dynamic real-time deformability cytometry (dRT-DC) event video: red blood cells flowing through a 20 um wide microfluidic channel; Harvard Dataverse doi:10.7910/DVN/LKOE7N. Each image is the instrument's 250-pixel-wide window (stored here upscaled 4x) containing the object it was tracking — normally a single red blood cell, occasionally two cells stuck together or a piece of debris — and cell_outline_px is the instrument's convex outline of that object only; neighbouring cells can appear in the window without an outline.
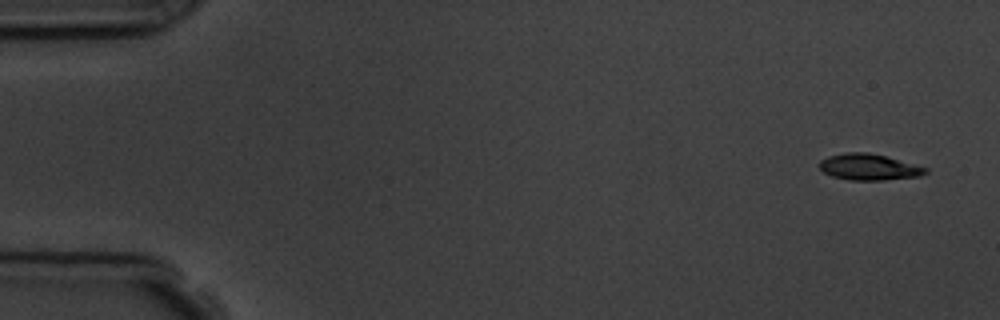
{"species": "common noctule bat (a hibernating species)", "species_latin": "Nyctalus noctula", "temperature_condition": "room temperature", "stored_images_in_passage": 6, "camera_frame_rate_fps": 3000, "um_per_image_px": 0.085, "animal": {"sex": "male", "body_mass_g": 19.5, "forearm_length_mm": 54.6}, "frame": {"image": 1, "passage_image": 1, "time_ms": 0.0, "image_size_px": [1000, 320], "cell_outline_px": [[928, 172], [920, 176], [884, 180], [848, 180], [832, 176], [824, 172], [820, 168], [820, 160], [828, 156], [844, 152], [868, 152], [884, 156], [928, 168]], "centroid_in_image_um": [73.84, 14.2], "position_along_channel_um": 11.2, "area_um2": 16.13}}
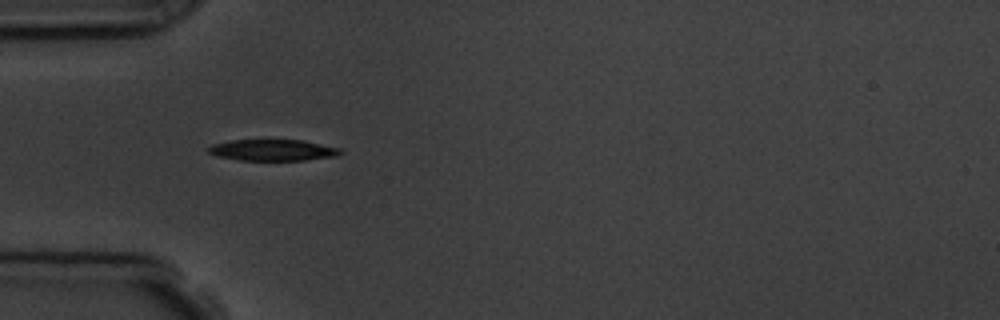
{"frame": {"image": 2, "passage_image": 5, "time_ms": 4.667, "image_size_px": [1000, 320], "cell_outline_px": [[344, 152], [336, 156], [304, 160], [240, 160], [216, 156], [208, 152], [208, 148], [212, 144], [232, 140], [304, 140], [340, 148]], "centroid_in_image_um": [23.2, 12.76], "position_along_channel_um": 61.8, "area_um2": 16.36}}